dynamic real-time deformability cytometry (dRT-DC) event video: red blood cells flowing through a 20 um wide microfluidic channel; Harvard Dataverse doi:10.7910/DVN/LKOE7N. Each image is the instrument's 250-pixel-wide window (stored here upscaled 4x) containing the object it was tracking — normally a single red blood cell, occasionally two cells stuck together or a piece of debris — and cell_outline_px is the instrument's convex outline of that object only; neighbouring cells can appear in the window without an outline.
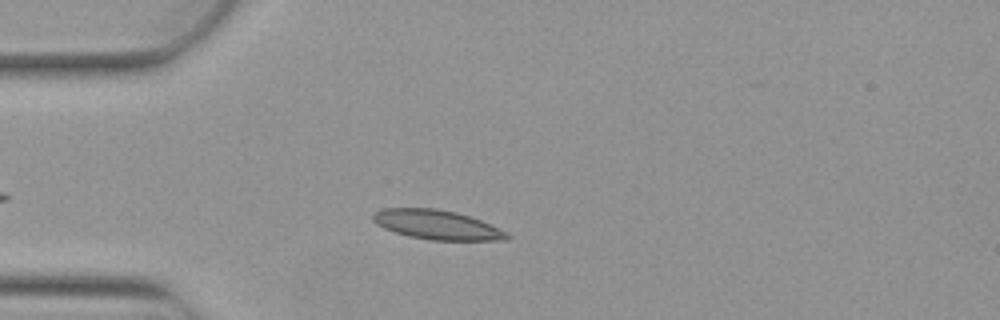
{"species": "Egyptian fruit bat (a non-hibernating species)", "species_latin": "Rousettus aegyptiacus", "temperature_condition": "warm", "stored_images_in_passage": 5, "camera_frame_rate_fps": 3000, "um_per_image_px": 0.085, "animal": {"sex": "female"}, "frame": {"image": 1, "passage_image": 4, "time_ms": 1.0, "image_size_px": [1000, 320], "cell_outline_px": [[512, 236], [508, 240], [428, 240], [408, 236], [384, 228], [376, 224], [372, 220], [372, 216], [376, 212], [384, 208], [436, 208], [456, 212], [480, 220], [508, 232]], "centroid_in_image_um": [37.16, 19.11], "position_along_channel_um": 47.8, "area_um2": 22.95}}